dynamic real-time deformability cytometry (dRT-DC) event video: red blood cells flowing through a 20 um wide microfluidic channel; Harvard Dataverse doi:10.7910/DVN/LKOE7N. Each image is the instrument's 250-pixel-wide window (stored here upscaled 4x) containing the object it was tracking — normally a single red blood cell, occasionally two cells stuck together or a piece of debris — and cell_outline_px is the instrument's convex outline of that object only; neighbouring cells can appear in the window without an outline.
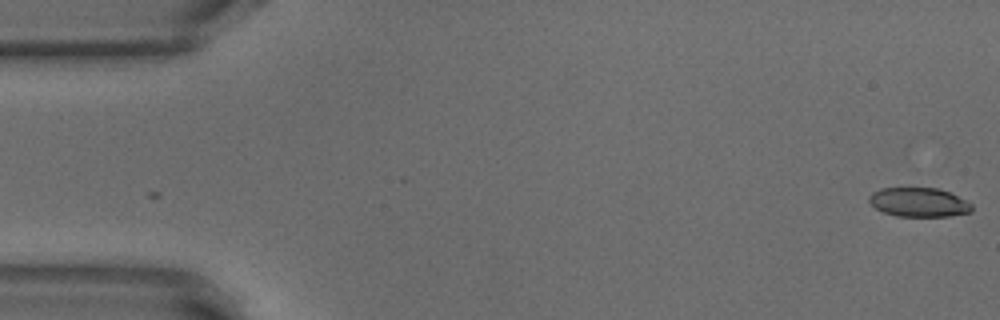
{"species": "common noctule bat (a hibernating species)", "species_latin": "Nyctalus noctula", "temperature_condition": "warm", "stored_images_in_passage": 52, "camera_frame_rate_fps": 3000, "um_per_image_px": 0.085, "animal": {"sex": "male", "body_mass_g": 18.8}, "frame": {"image": 1, "passage_image": 1, "time_ms": 0.0, "image_size_px": [1000, 320], "cell_outline_px": [[972, 212], [948, 216], [896, 216], [884, 212], [876, 208], [868, 200], [868, 196], [872, 192], [880, 188], [940, 188], [972, 204]], "centroid_in_image_um": [78.08, 17.19], "position_along_channel_um": 6.9, "area_um2": 17.34}}
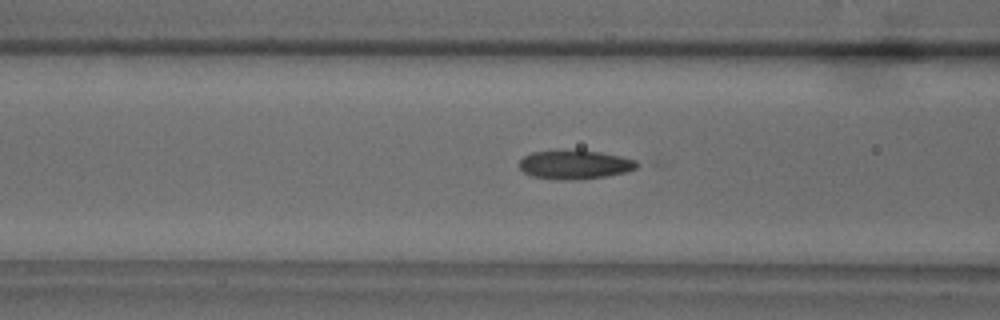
{"frame": {"image": 2, "passage_image": 20, "time_ms": 6.333, "image_size_px": [1000, 320], "cell_outline_px": [[644, 164], [628, 172], [604, 176], [576, 180], [560, 180], [532, 176], [524, 172], [520, 168], [520, 160], [524, 156], [532, 152], [600, 152], [620, 156], [636, 160]], "centroid_in_image_um": [48.93, 14.03], "position_along_channel_um": 117.7, "area_um2": 19.36}}
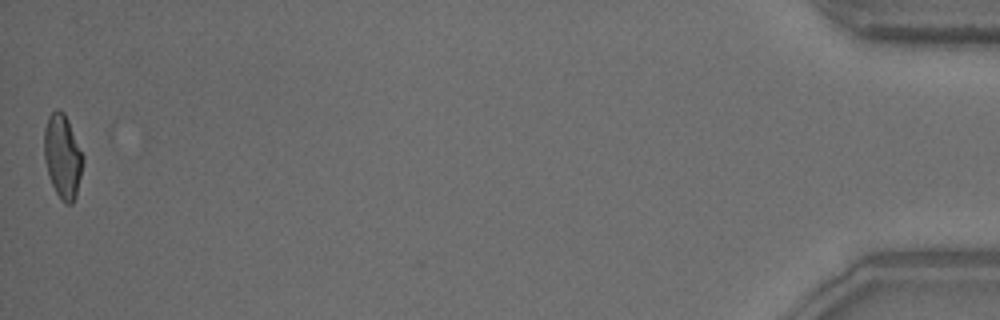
{"frame": {"image": 3, "passage_image": 52, "time_ms": 17.0, "image_size_px": [1000, 320], "cell_outline_px": [[84, 160], [76, 196], [72, 204], [64, 204], [60, 200], [52, 184], [44, 160], [44, 128], [48, 116], [56, 108], [60, 108], [64, 112], [68, 120], [84, 156]], "centroid_in_image_um": [5.32, 13.28], "position_along_channel_um": 429.9, "area_um2": 19.13}}